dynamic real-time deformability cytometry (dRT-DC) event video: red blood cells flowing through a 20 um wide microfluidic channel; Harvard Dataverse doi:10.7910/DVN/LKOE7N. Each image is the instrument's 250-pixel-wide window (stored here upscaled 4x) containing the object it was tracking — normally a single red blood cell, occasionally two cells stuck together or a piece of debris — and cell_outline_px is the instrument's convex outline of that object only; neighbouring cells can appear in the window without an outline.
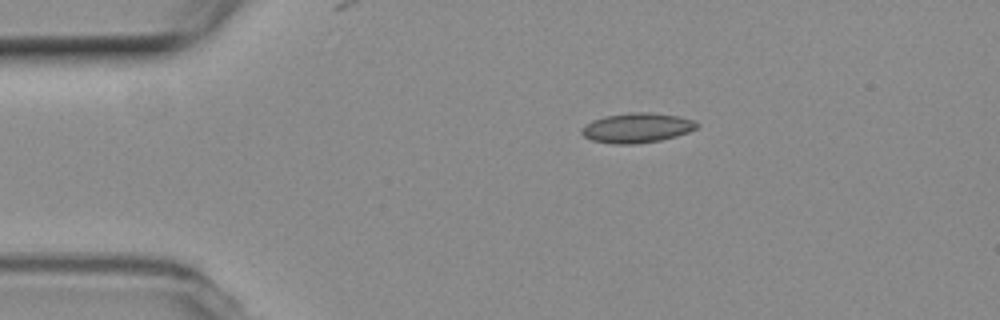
{"species": "common noctule bat (a hibernating species)", "species_latin": "Nyctalus noctula", "temperature_condition": "room temperature", "stored_images_in_passage": 24, "camera_frame_rate_fps": 3000, "um_per_image_px": 0.085, "animal": {"sex": "female", "body_mass_g": 19.3, "forearm_length_mm": 54.1}, "frame": {"image": 1, "passage_image": 1, "time_ms": 0.0, "image_size_px": [1000, 320], "cell_outline_px": [[700, 124], [696, 128], [688, 132], [676, 136], [660, 140], [636, 144], [612, 144], [592, 140], [584, 136], [580, 132], [580, 128], [584, 124], [592, 120], [604, 116], [632, 112], [648, 112], [680, 116], [696, 120]], "centroid_in_image_um": [54.13, 10.86], "position_along_channel_um": 30.9, "area_um2": 20.23}}
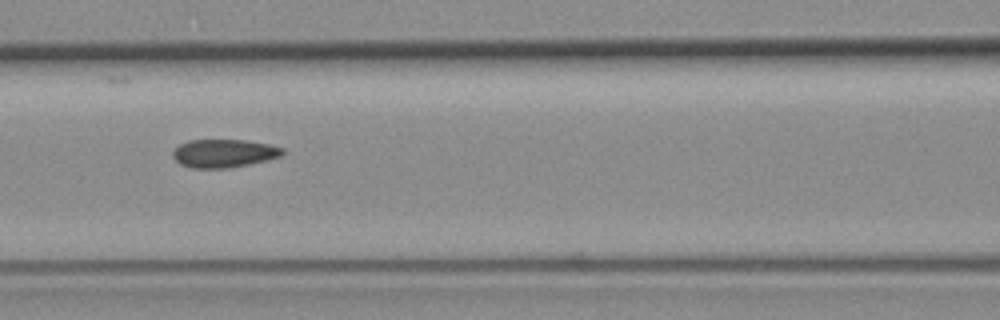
{"frame": {"image": 2, "passage_image": 14, "time_ms": 4.333, "image_size_px": [1000, 320], "cell_outline_px": [[284, 152], [280, 156], [268, 160], [228, 168], [192, 168], [180, 164], [172, 156], [172, 152], [180, 144], [188, 140], [244, 140], [268, 144], [284, 148]], "centroid_in_image_um": [19.02, 13.03], "position_along_channel_um": 147.6, "area_um2": 17.98}}
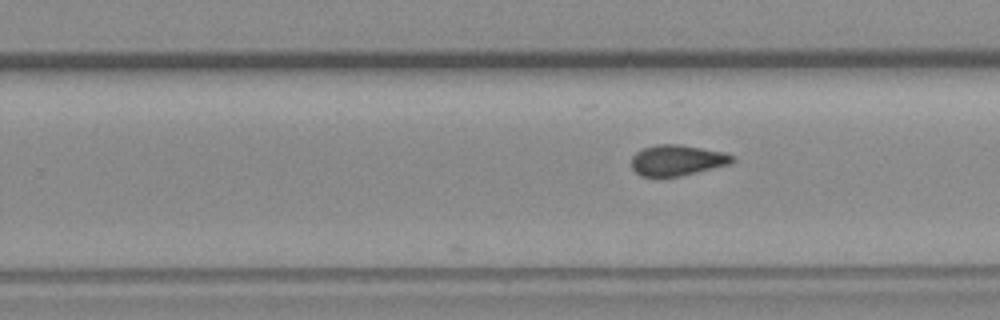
{"frame": {"image": 3, "passage_image": 24, "time_ms": 7.667, "image_size_px": [1000, 320], "cell_outline_px": [[736, 160], [732, 164], [680, 176], [660, 180], [656, 180], [640, 176], [632, 168], [632, 156], [636, 152], [644, 148], [656, 144], [680, 144], [724, 152], [736, 156]], "centroid_in_image_um": [57.55, 13.66], "position_along_channel_um": 272.2, "area_um2": 18.84}}